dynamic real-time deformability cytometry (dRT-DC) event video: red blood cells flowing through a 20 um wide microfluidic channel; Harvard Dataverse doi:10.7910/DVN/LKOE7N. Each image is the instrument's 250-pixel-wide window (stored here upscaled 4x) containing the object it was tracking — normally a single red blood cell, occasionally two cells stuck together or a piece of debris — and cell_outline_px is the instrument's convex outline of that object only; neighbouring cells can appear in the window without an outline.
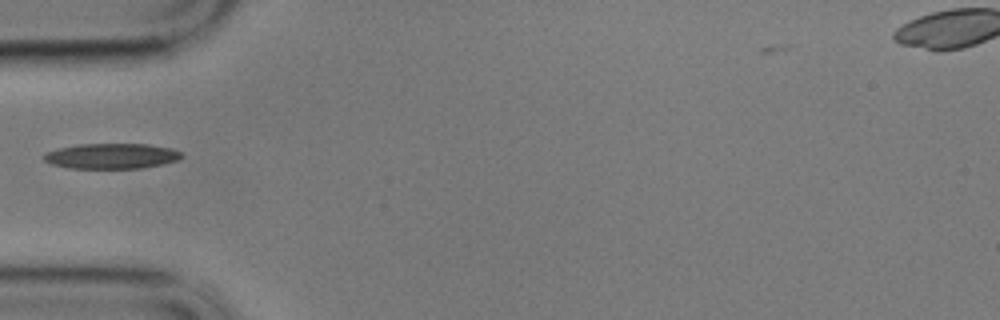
{"species": "common noctule bat (a hibernating species)", "species_latin": "Nyctalus noctula", "temperature_condition": "cold", "stored_images_in_passage": 33, "camera_frame_rate_fps": 3000, "um_per_image_px": 0.085, "animal": {"sex": "male", "body_mass_g": 17.9}, "frame": {"image": 1, "passage_image": 1, "time_ms": 0.0, "image_size_px": [1000, 320], "cell_outline_px": [[184, 156], [176, 160], [164, 164], [140, 168], [68, 168], [52, 164], [44, 160], [44, 156], [48, 152], [60, 148], [80, 144], [148, 144], [172, 148], [180, 152]], "centroid_in_image_um": [9.52, 13.26], "position_along_channel_um": 75.5, "area_um2": 20.17}}
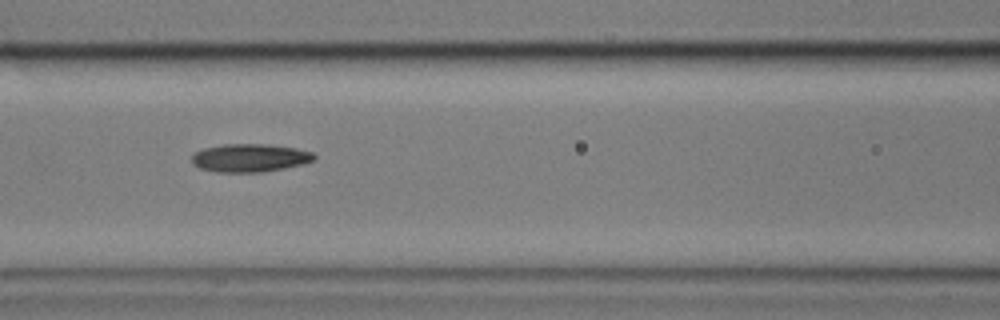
{"frame": {"image": 2, "passage_image": 7, "time_ms": 2.0, "image_size_px": [1000, 320], "cell_outline_px": [[316, 160], [304, 164], [284, 168], [260, 172], [216, 172], [200, 168], [192, 164], [192, 156], [196, 152], [204, 148], [224, 144], [268, 144], [296, 148], [312, 152], [316, 156]], "centroid_in_image_um": [21.26, 13.42], "position_along_channel_um": 145.3, "area_um2": 20.11}}
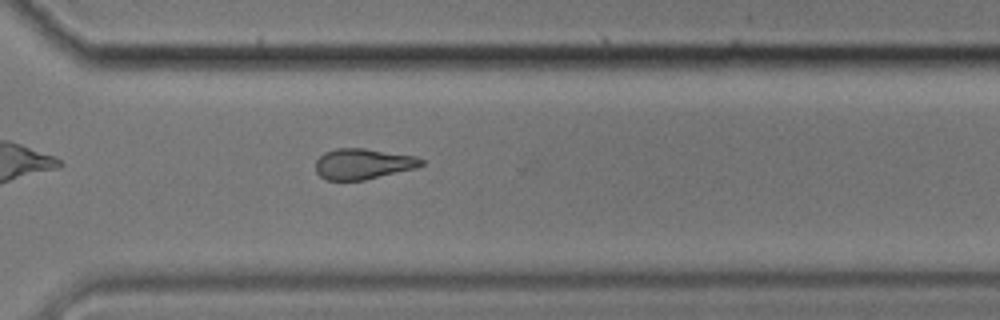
{"frame": {"image": 3, "passage_image": 24, "time_ms": 7.667, "image_size_px": [1000, 320], "cell_outline_px": [[424, 164], [416, 168], [364, 180], [328, 180], [320, 176], [316, 172], [316, 160], [324, 152], [336, 148], [364, 148], [416, 156], [424, 160]], "centroid_in_image_um": [30.86, 13.92], "position_along_channel_um": 339.7, "area_um2": 18.9}}